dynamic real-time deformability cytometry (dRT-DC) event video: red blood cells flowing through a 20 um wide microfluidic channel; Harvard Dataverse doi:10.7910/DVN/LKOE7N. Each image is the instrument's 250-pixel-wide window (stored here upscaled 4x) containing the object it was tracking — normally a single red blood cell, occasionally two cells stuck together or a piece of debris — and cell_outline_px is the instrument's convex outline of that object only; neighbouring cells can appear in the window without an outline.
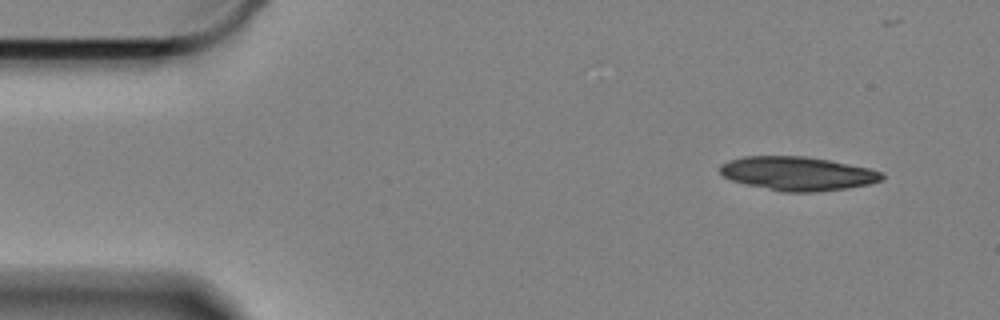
{"species": "Egyptian fruit bat (a non-hibernating species)", "species_latin": "Rousettus aegyptiacus", "temperature_condition": "cold", "stored_images_in_passage": 43, "segment_of_instrument_passage": [1, 2], "camera_frame_rate_fps": 3000, "um_per_image_px": 0.085, "animal": {"sex": "female"}, "frame": {"image": 1, "passage_image": 1, "time_ms": 0.0, "image_size_px": [1000, 320], "cell_outline_px": [[884, 176], [880, 180], [868, 184], [844, 188], [816, 192], [784, 192], [748, 184], [732, 180], [724, 176], [720, 172], [720, 164], [728, 160], [744, 156], [804, 156], [832, 160], [868, 168], [884, 172]], "centroid_in_image_um": [67.79, 14.74], "position_along_channel_um": 17.2, "area_um2": 31.73}}